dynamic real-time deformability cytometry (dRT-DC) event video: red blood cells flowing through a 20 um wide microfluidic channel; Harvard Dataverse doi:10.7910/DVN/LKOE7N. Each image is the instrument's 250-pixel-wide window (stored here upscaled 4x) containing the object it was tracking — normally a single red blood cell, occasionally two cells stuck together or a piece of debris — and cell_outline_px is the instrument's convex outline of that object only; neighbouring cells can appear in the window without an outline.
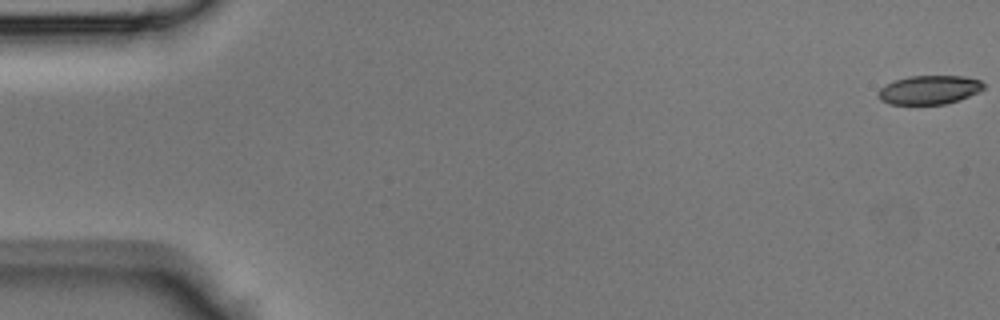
{"species": "Egyptian fruit bat (a non-hibernating species)", "species_latin": "Rousettus aegyptiacus", "temperature_condition": "room temperature", "stored_images_in_passage": 45, "camera_frame_rate_fps": 3000, "um_per_image_px": 0.085, "animal": {"sex": "male"}, "frame": {"image": 1, "passage_image": 1, "time_ms": 0.0, "image_size_px": [1000, 320], "cell_outline_px": [[984, 88], [960, 100], [944, 104], [888, 104], [880, 100], [880, 88], [884, 84], [908, 76], [964, 76], [980, 80], [984, 84]], "centroid_in_image_um": [78.98, 7.63], "position_along_channel_um": 6.0, "area_um2": 17.57}}
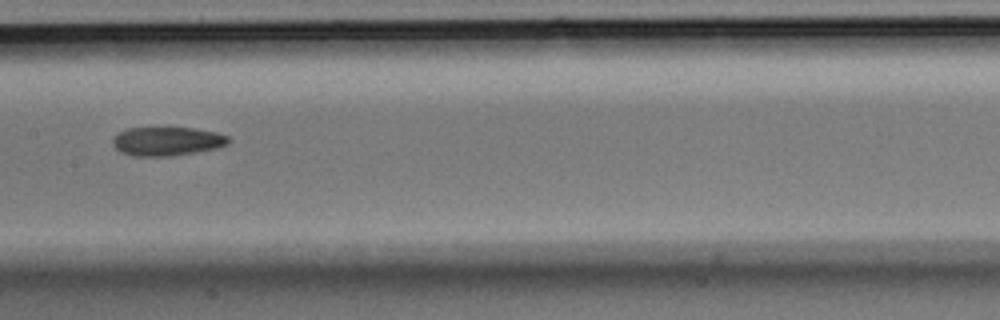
{"frame": {"image": 2, "passage_image": 23, "time_ms": 7.333, "image_size_px": [1000, 320], "cell_outline_px": [[232, 140], [228, 144], [216, 148], [168, 156], [132, 156], [120, 152], [112, 144], [112, 140], [124, 128], [196, 128], [216, 132], [228, 136]], "centroid_in_image_um": [14.2, 12.0], "position_along_channel_um": 193.2, "area_um2": 19.36}}
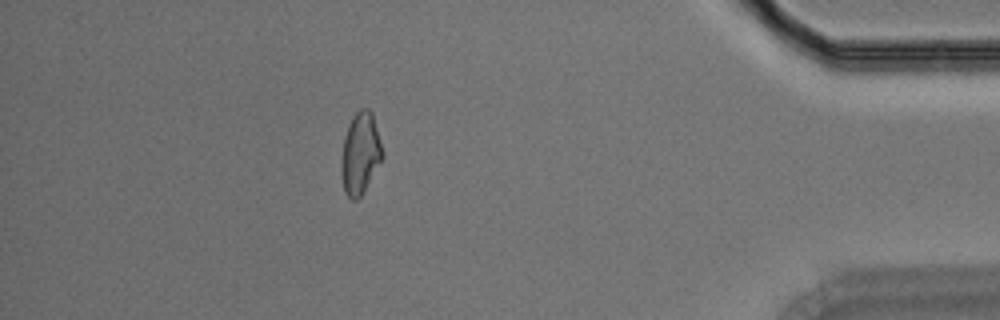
{"frame": {"image": 3, "passage_image": 40, "time_ms": 13.0, "image_size_px": [1000, 320], "cell_outline_px": [[384, 156], [360, 196], [356, 200], [352, 200], [344, 192], [340, 172], [340, 164], [344, 136], [348, 124], [352, 116], [360, 108], [368, 108], [372, 112], [384, 152]], "centroid_in_image_um": [30.61, 13.01], "position_along_channel_um": 404.6, "area_um2": 19.71}}